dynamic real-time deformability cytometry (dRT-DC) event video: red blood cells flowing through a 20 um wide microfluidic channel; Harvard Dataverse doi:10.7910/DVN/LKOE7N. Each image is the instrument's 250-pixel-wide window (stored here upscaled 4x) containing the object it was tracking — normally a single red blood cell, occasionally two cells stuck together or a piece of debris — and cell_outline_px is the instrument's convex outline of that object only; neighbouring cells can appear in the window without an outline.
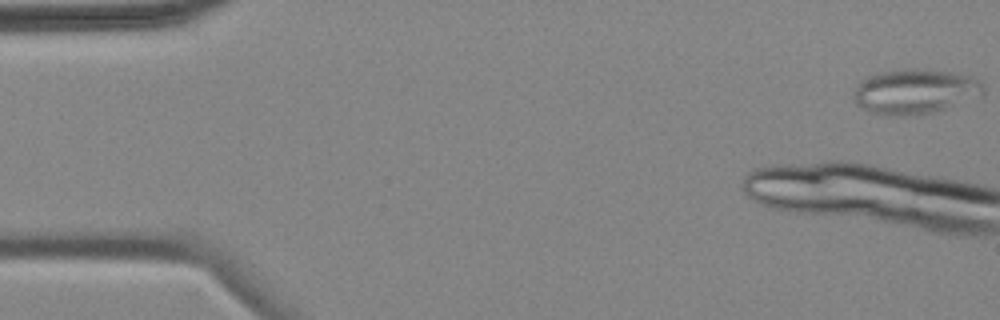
{"species": "common noctule bat (a hibernating species)", "species_latin": "Nyctalus noctula", "temperature_condition": "cold", "stored_images_in_passage": 5, "camera_frame_rate_fps": 3000, "um_per_image_px": 0.085, "animal": {"sex": "female", "body_mass_g": 18.4}, "frame": {"image": 1, "passage_image": 1, "time_ms": 0.0, "image_size_px": [1000, 320], "cell_outline_px": [[984, 96], [936, 112], [916, 116], [884, 116], [868, 112], [860, 108], [856, 104], [856, 88], [860, 80], [868, 76], [880, 72], [904, 68], [948, 72], [972, 76], [984, 84]], "centroid_in_image_um": [77.81, 7.81], "position_along_channel_um": 7.2, "area_um2": 34.45}}